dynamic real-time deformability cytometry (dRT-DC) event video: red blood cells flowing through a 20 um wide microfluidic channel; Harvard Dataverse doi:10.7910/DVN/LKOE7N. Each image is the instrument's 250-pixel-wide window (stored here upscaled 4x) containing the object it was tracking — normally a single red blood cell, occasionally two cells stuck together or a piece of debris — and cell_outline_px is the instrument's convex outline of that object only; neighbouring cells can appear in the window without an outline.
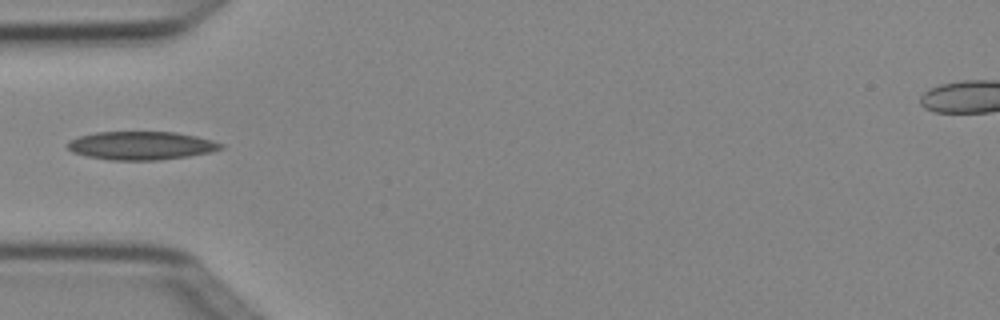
{"species": "Egyptian fruit bat (a non-hibernating species)", "species_latin": "Rousettus aegyptiacus", "temperature_condition": "cold", "stored_images_in_passage": 5, "camera_frame_rate_fps": 3000, "um_per_image_px": 0.085, "animal": {"sex": "female"}, "frame": {"image": 1, "passage_image": 4, "time_ms": 1.0, "image_size_px": [1000, 320], "cell_outline_px": [[224, 148], [212, 152], [188, 156], [160, 160], [112, 160], [88, 156], [72, 152], [68, 148], [68, 140], [80, 136], [96, 132], [176, 132], [196, 136], [212, 140], [224, 144]], "centroid_in_image_um": [12.03, 12.37], "position_along_channel_um": 73.0, "area_um2": 25.32}}
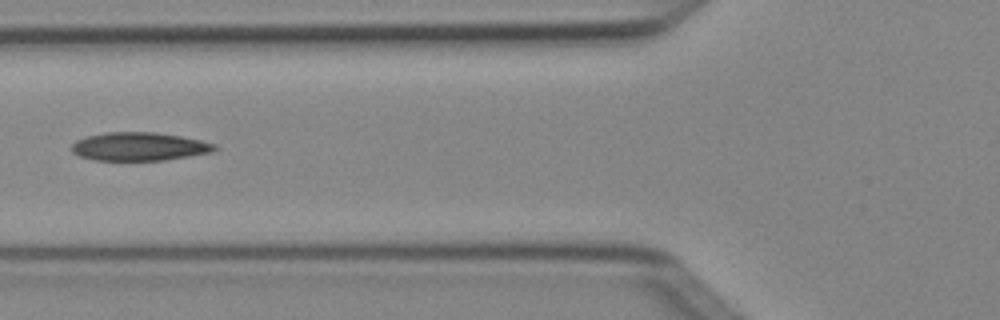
{"frame": {"image": 2, "passage_image": 5, "time_ms": 1.333, "image_size_px": [1000, 320], "cell_outline_px": [[216, 148], [212, 152], [164, 160], [92, 160], [80, 156], [72, 152], [72, 144], [76, 140], [84, 136], [108, 132], [156, 132], [180, 136], [200, 140], [216, 144]], "centroid_in_image_um": [11.8, 12.45], "position_along_channel_um": 114.0, "area_um2": 23.58}}